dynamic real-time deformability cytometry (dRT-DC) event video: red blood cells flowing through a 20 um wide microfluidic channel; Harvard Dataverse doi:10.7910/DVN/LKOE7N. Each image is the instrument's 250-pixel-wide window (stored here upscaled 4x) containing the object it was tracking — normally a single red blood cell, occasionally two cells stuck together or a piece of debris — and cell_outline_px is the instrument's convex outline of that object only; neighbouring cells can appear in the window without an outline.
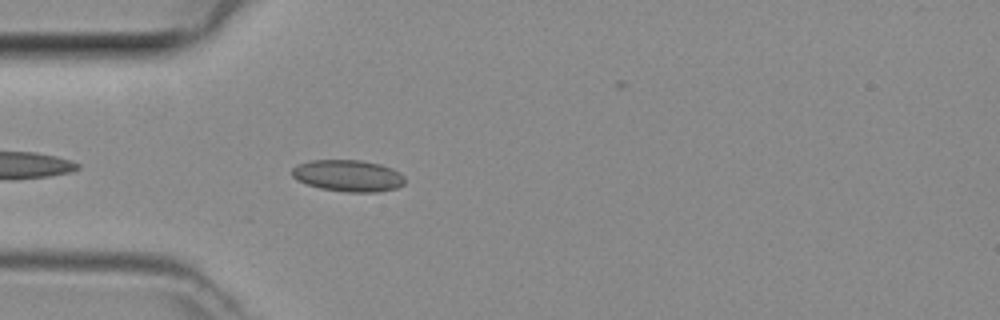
{"species": "common noctule bat (a hibernating species)", "species_latin": "Nyctalus noctula", "temperature_condition": "room temperature", "stored_images_in_passage": 31, "camera_frame_rate_fps": 3000, "um_per_image_px": 0.085, "animal": {"sex": "female", "body_mass_g": 29.2, "forearm_length_mm": 56.3}, "frame": {"image": 1, "passage_image": 3, "time_ms": 0.667, "image_size_px": [1000, 320], "cell_outline_px": [[404, 184], [396, 188], [380, 192], [348, 192], [320, 188], [296, 180], [292, 176], [292, 168], [296, 164], [312, 160], [360, 160], [380, 164], [392, 168], [400, 172], [404, 176]], "centroid_in_image_um": [29.59, 14.93], "position_along_channel_um": 55.4, "area_um2": 20.92}}
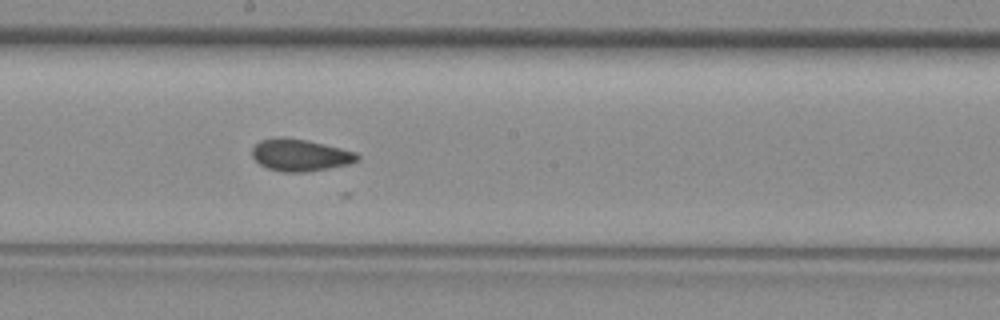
{"frame": {"image": 2, "passage_image": 15, "time_ms": 4.667, "image_size_px": [1000, 320], "cell_outline_px": [[360, 160], [348, 164], [328, 168], [304, 172], [280, 172], [268, 168], [260, 164], [252, 156], [252, 148], [260, 140], [276, 136], [280, 136], [308, 140], [356, 152], [360, 156]], "centroid_in_image_um": [25.5, 13.17], "position_along_channel_um": 222.7, "area_um2": 19.71}}
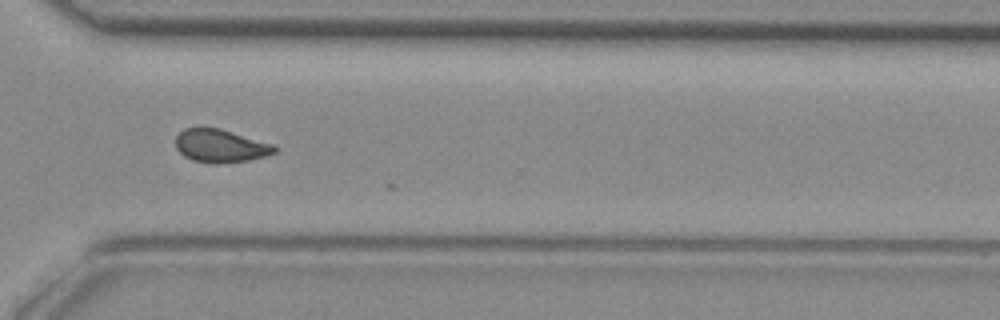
{"frame": {"image": 3, "passage_image": 24, "time_ms": 7.667, "image_size_px": [1000, 320], "cell_outline_px": [[280, 148], [276, 152], [268, 156], [248, 160], [216, 164], [212, 164], [192, 160], [184, 156], [176, 148], [176, 136], [184, 128], [200, 124], [220, 128], [272, 144]], "centroid_in_image_um": [18.72, 12.37], "position_along_channel_um": 351.9, "area_um2": 19.65}}